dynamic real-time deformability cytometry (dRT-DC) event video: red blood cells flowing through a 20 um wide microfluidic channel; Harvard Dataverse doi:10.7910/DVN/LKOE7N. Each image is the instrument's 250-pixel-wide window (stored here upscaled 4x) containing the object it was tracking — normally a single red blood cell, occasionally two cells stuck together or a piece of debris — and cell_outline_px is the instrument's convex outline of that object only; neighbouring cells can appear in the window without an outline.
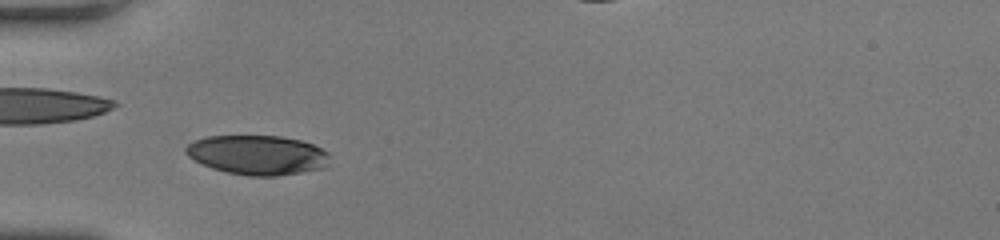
{"species": "human", "species_latin": "Homo sapiens", "temperature_condition": "room temperature", "stored_images_in_passage": 39, "camera_frame_rate_fps": 3000, "um_per_image_px": 0.085, "donor": {"sex": "female"}, "frame": {"image": 1, "passage_image": 8, "time_ms": 2.333, "image_size_px": [1000, 240], "cell_outline_px": [[332, 156], [328, 168], [276, 176], [248, 176], [224, 172], [212, 168], [188, 156], [184, 152], [184, 148], [192, 140], [204, 136], [280, 136], [300, 140], [312, 144], [328, 152]], "centroid_in_image_um": [21.92, 13.18], "position_along_channel_um": 63.1, "area_um2": 33.58}}
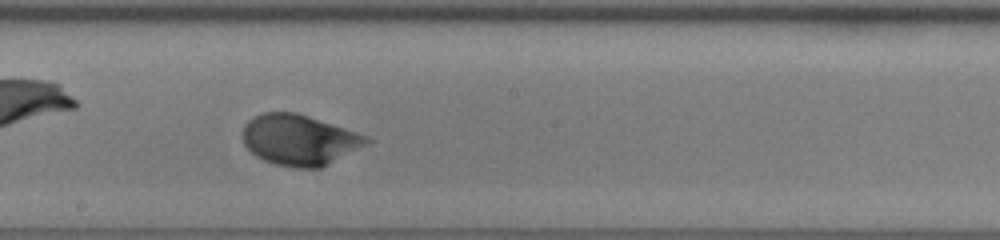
{"frame": {"image": 2, "passage_image": 22, "time_ms": 7.0, "image_size_px": [1000, 240], "cell_outline_px": [[372, 140], [368, 144], [320, 168], [296, 168], [276, 164], [264, 160], [256, 156], [244, 144], [240, 136], [244, 124], [252, 116], [264, 112], [296, 112], [368, 136]], "centroid_in_image_um": [25.4, 11.88], "position_along_channel_um": 222.8, "area_um2": 36.59}}
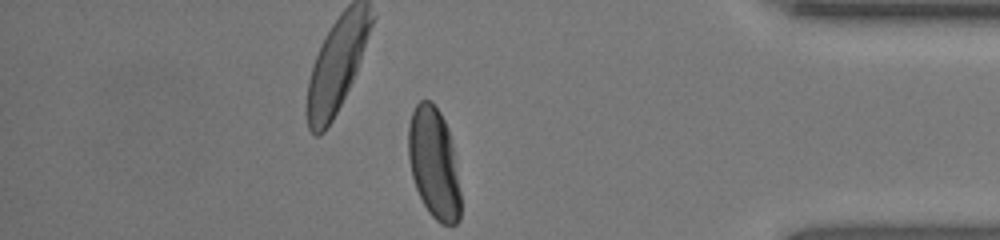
{"frame": {"image": 3, "passage_image": 39, "time_ms": 12.667, "image_size_px": [1000, 240], "cell_outline_px": [[460, 220], [456, 224], [440, 224], [428, 212], [416, 188], [412, 176], [408, 156], [408, 124], [412, 112], [416, 104], [420, 100], [432, 100], [440, 112], [448, 128], [452, 144], [460, 192]], "centroid_in_image_um": [36.87, 13.86], "position_along_channel_um": 398.3, "area_um2": 33.76}, "authors_computed_cell_mechanics": {"area_um2": 35.258, "velocity_mm_per_s": 3.5594, "shape_relaxation_time_tau1_ms": 3.921, "shape_relaxation_time_tau2_ms": null, "deformation_change_tau1": 0.1952, "deformation_change_tau2": null}}